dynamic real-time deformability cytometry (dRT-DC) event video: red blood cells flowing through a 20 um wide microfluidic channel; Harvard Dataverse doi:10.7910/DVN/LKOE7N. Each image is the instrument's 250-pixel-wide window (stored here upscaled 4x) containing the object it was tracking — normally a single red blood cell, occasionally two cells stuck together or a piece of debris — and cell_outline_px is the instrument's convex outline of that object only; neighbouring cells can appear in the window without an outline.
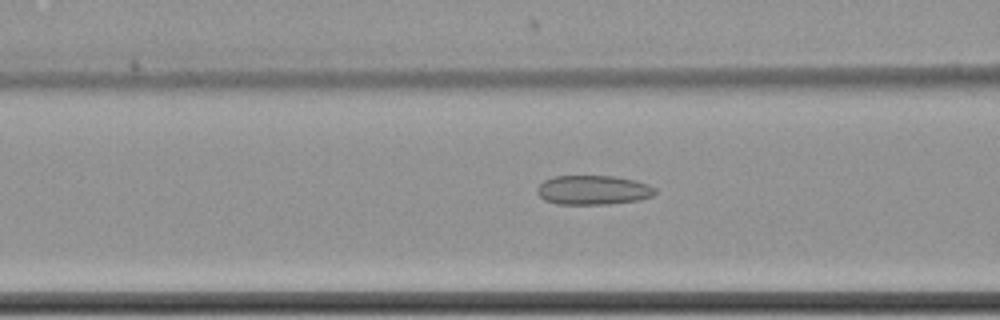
{"species": "common noctule bat (a hibernating species)", "species_latin": "Nyctalus noctula", "temperature_condition": "cold", "stored_images_in_passage": 61, "camera_frame_rate_fps": 3000, "um_per_image_px": 0.085, "animal": {"sex": "female", "body_mass_g": 22.7, "forearm_length_mm": 54.2}, "frame": {"image": 1, "passage_image": 26, "time_ms": 8.333, "image_size_px": [1000, 320], "cell_outline_px": [[656, 192], [652, 196], [640, 200], [608, 204], [556, 204], [544, 200], [536, 192], [536, 188], [544, 180], [552, 176], [616, 176], [636, 180], [648, 184], [656, 188]], "centroid_in_image_um": [50.42, 16.15], "position_along_channel_um": 116.2, "area_um2": 20.4}}
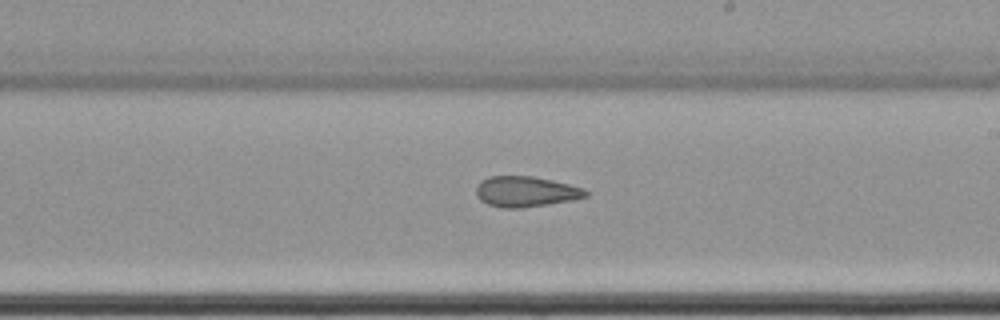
{"frame": {"image": 2, "passage_image": 37, "time_ms": 12.0, "image_size_px": [1000, 320], "cell_outline_px": [[588, 196], [572, 200], [548, 204], [520, 208], [500, 208], [488, 204], [480, 200], [476, 196], [476, 188], [480, 180], [488, 176], [532, 176], [552, 180], [584, 188], [588, 192]], "centroid_in_image_um": [44.66, 16.28], "position_along_channel_um": 244.3, "area_um2": 19.59}}
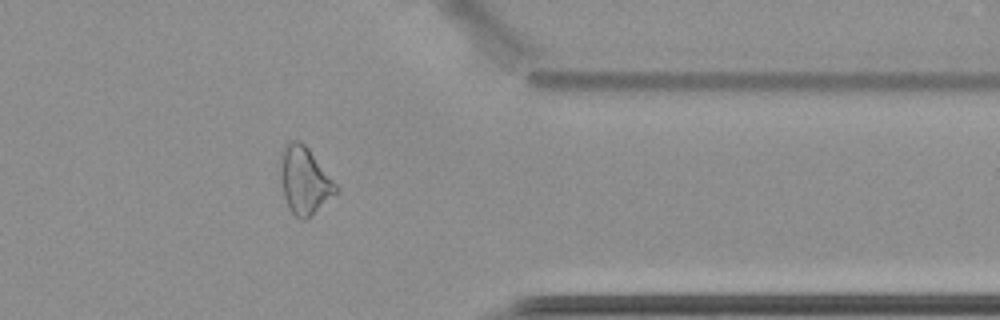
{"frame": {"image": 3, "passage_image": 50, "time_ms": 16.333, "image_size_px": [1000, 320], "cell_outline_px": [[340, 188], [312, 216], [304, 220], [300, 220], [288, 208], [284, 196], [280, 180], [280, 152], [284, 144], [288, 140], [300, 140], [308, 148]], "centroid_in_image_um": [25.85, 15.32], "position_along_channel_um": 385.6, "area_um2": 21.96}, "authors_computed_cell_mechanics": {"area_um2": 22.8888, "velocity_mm_per_s": 3.5007, "shape_relaxation_time_tau1_ms": null, "shape_relaxation_time_tau2_ms": 3.4305, "deformation_change_tau1": null, "deformation_change_tau2": 0.0954}}